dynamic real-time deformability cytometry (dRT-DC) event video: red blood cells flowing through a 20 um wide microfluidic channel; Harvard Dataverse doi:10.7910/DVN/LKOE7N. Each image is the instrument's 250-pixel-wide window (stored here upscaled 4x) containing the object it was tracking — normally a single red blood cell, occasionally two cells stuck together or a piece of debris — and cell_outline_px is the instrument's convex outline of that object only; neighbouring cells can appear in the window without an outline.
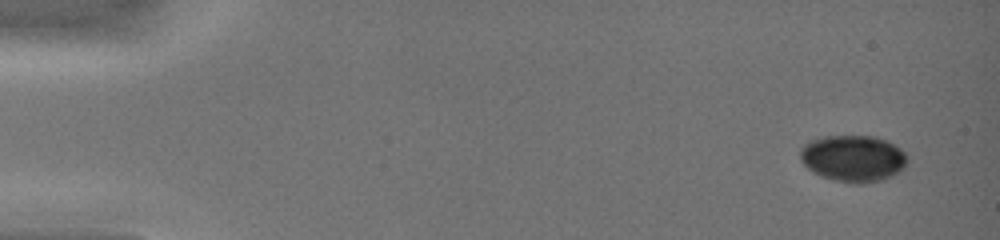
{"species": "common noctule bat (a hibernating species)", "species_latin": "Nyctalus noctula", "temperature_condition": "warm", "stored_images_in_passage": 48, "camera_frame_rate_fps": 3000, "um_per_image_px": 0.085, "animal": {"sex": "female", "body_mass_g": 19.0, "forearm_length_mm": 51.5}, "frame": {"image": 1, "passage_image": 1, "time_ms": 0.0, "image_size_px": [1000, 240], "cell_outline_px": [[908, 160], [904, 168], [900, 172], [892, 176], [880, 180], [864, 184], [848, 184], [832, 180], [820, 176], [812, 172], [800, 160], [800, 148], [804, 144], [812, 140], [824, 136], [876, 136], [888, 140], [900, 148], [908, 156]], "centroid_in_image_um": [72.53, 13.48], "position_along_channel_um": 12.5, "area_um2": 29.65}}
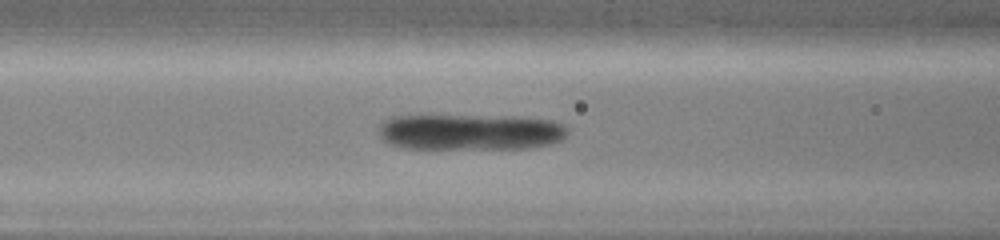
{"frame": {"image": 2, "passage_image": 28, "time_ms": 6.0, "image_size_px": [1000, 240], "cell_outline_px": [[568, 132], [560, 140], [548, 144], [528, 148], [404, 148], [392, 144], [384, 140], [380, 136], [380, 124], [384, 120], [392, 116], [516, 116], [552, 120], [564, 124], [568, 128]], "centroid_in_image_um": [40.0, 11.21], "position_along_channel_um": 126.6, "area_um2": 39.54}}
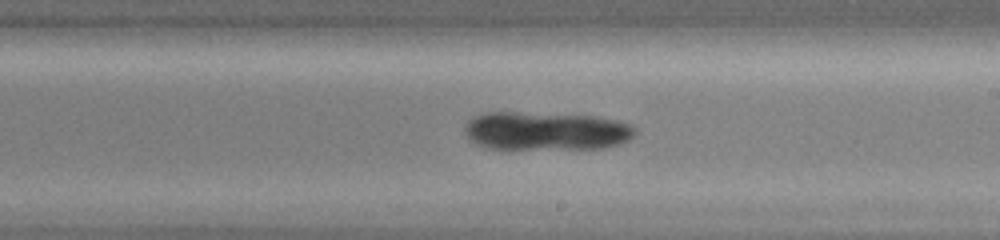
{"frame": {"image": 3, "passage_image": 41, "time_ms": 8.667, "image_size_px": [1000, 240], "cell_outline_px": [[636, 132], [628, 140], [620, 144], [604, 148], [484, 148], [476, 144], [464, 132], [464, 128], [468, 120], [472, 116], [488, 112], [520, 112], [596, 116], [620, 120], [632, 124], [636, 128]], "centroid_in_image_um": [46.43, 11.12], "position_along_channel_um": 242.6, "area_um2": 38.32}}